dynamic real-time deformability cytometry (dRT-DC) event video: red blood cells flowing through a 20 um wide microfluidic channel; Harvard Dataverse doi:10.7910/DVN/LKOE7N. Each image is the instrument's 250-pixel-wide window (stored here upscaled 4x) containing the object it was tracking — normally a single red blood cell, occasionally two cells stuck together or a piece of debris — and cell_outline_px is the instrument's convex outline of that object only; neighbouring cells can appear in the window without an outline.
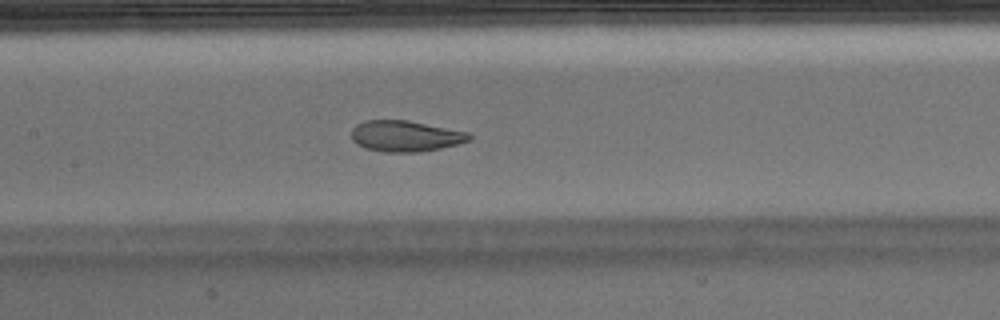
{"species": "Egyptian fruit bat (a non-hibernating species)", "species_latin": "Rousettus aegyptiacus", "temperature_condition": "warm", "stored_images_in_passage": 51, "camera_frame_rate_fps": 3000, "um_per_image_px": 0.085, "animal": {"sex": "male"}, "frame": {"image": 1, "passage_image": 24, "time_ms": 7.667, "image_size_px": [1000, 320], "cell_outline_px": [[472, 140], [440, 148], [420, 152], [384, 152], [364, 148], [356, 144], [352, 140], [352, 128], [356, 124], [364, 120], [408, 120], [468, 132], [472, 136]], "centroid_in_image_um": [34.44, 11.56], "position_along_channel_um": 173.0, "area_um2": 21.39}}
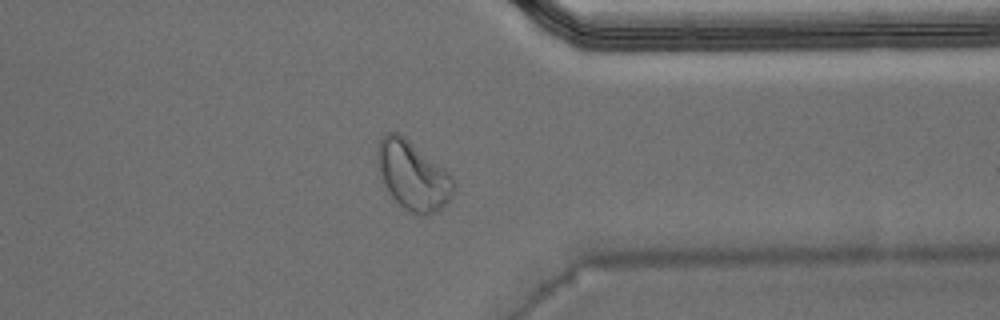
{"frame": {"image": 2, "passage_image": 40, "time_ms": 13.0, "image_size_px": [1000, 320], "cell_outline_px": [[456, 188], [448, 200], [436, 212], [424, 216], [420, 216], [404, 208], [388, 192], [384, 184], [376, 160], [376, 152], [380, 140], [388, 132], [396, 132], [404, 136], [444, 168], [452, 176], [456, 184]], "centroid_in_image_um": [35.1, 14.92], "position_along_channel_um": 376.3, "area_um2": 30.35}}
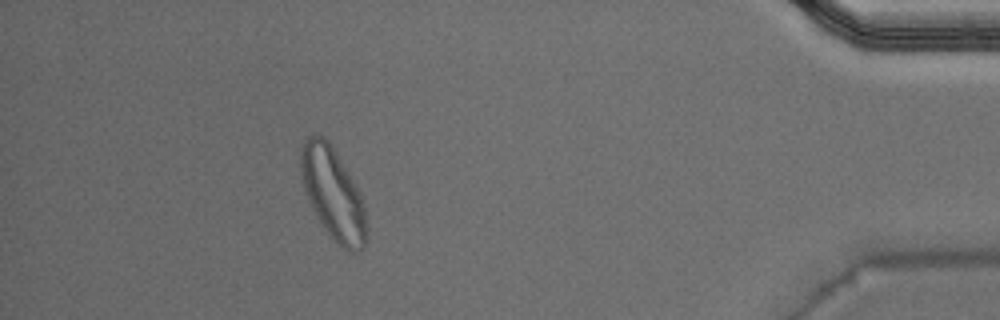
{"frame": {"image": 3, "passage_image": 46, "time_ms": 15.0, "image_size_px": [1000, 320], "cell_outline_px": [[368, 236], [360, 252], [348, 252], [328, 232], [312, 208], [304, 188], [300, 168], [300, 148], [304, 140], [308, 136], [316, 132], [324, 136], [328, 140], [356, 184], [364, 204], [368, 228]], "centroid_in_image_um": [28.32, 16.42], "position_along_channel_um": 406.9, "area_um2": 35.08}, "authors_computed_cell_mechanics": {"area_um2": 22.831, "velocity_mm_per_s": 3.9409, "shape_relaxation_time_tau1_ms": 5.8994, "shape_relaxation_time_tau2_ms": 1.0718, "deformation_change_tau1": 0.1981, "deformation_change_tau2": 0.0605}}